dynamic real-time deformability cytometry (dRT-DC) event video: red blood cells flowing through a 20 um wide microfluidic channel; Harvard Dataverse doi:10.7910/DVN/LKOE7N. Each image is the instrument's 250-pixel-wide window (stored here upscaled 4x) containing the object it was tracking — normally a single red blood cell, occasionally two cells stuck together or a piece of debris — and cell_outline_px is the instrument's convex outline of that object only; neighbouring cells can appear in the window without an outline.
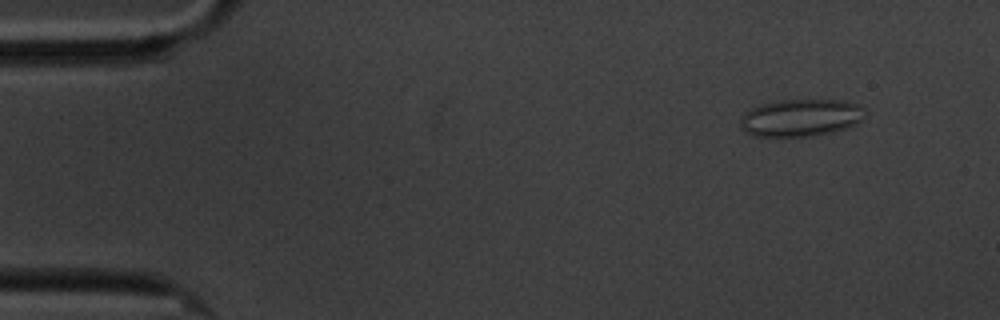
{"species": "common noctule bat (a hibernating species)", "species_latin": "Nyctalus noctula", "temperature_condition": "cold", "stored_images_in_passage": 14, "camera_frame_rate_fps": 3000, "um_per_image_px": 0.085, "animal": {"sex": "male", "body_mass_g": 20.1, "forearm_length_mm": 53.5}, "frame": {"image": 1, "passage_image": 1, "time_ms": 0.0, "image_size_px": [1000, 320], "cell_outline_px": [[864, 116], [856, 124], [832, 132], [808, 136], [756, 136], [740, 128], [740, 120], [744, 112], [760, 104], [780, 100], [848, 100], [864, 108]], "centroid_in_image_um": [68.05, 9.99], "position_along_channel_um": 16.9, "area_um2": 26.99}}
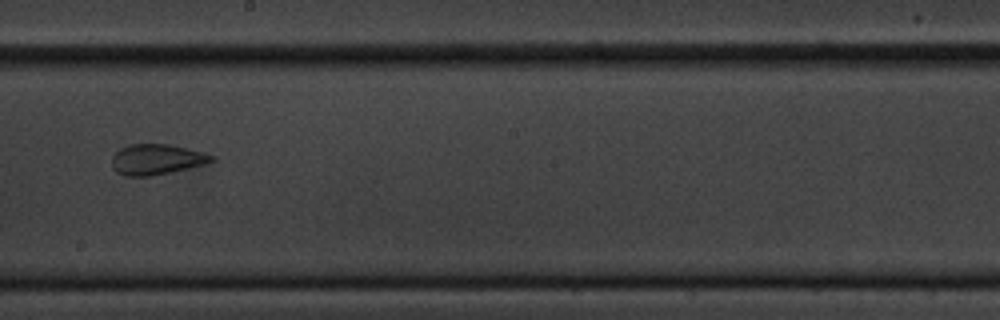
{"frame": {"image": 2, "passage_image": 8, "time_ms": 9.0, "image_size_px": [1000, 320], "cell_outline_px": [[216, 160], [204, 164], [168, 172], [148, 176], [124, 176], [116, 172], [112, 168], [112, 156], [120, 148], [132, 144], [168, 144], [204, 152], [212, 156]], "centroid_in_image_um": [13.27, 13.54], "position_along_channel_um": 234.9, "area_um2": 17.51}}
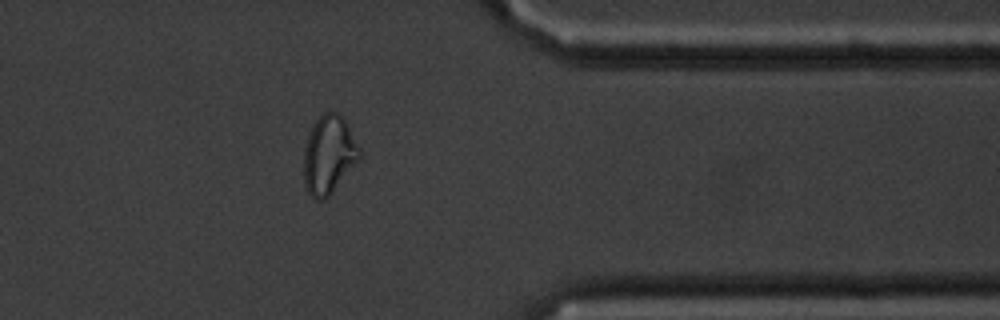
{"frame": {"image": 3, "passage_image": 12, "time_ms": 13.667, "image_size_px": [1000, 320], "cell_outline_px": [[364, 156], [328, 196], [320, 200], [316, 200], [308, 192], [304, 184], [304, 148], [312, 124], [324, 112], [336, 112], [348, 124]], "centroid_in_image_um": [27.97, 13.15], "position_along_channel_um": 383.4, "area_um2": 25.55}, "authors_computed_cell_mechanics": {"area_um2": 20.0566, "velocity_mm_per_s": 3.4598, "shape_relaxation_time_tau1_ms": null, "shape_relaxation_time_tau2_ms": 1.0293, "deformation_change_tau1": null, "deformation_change_tau2": 0.077}}